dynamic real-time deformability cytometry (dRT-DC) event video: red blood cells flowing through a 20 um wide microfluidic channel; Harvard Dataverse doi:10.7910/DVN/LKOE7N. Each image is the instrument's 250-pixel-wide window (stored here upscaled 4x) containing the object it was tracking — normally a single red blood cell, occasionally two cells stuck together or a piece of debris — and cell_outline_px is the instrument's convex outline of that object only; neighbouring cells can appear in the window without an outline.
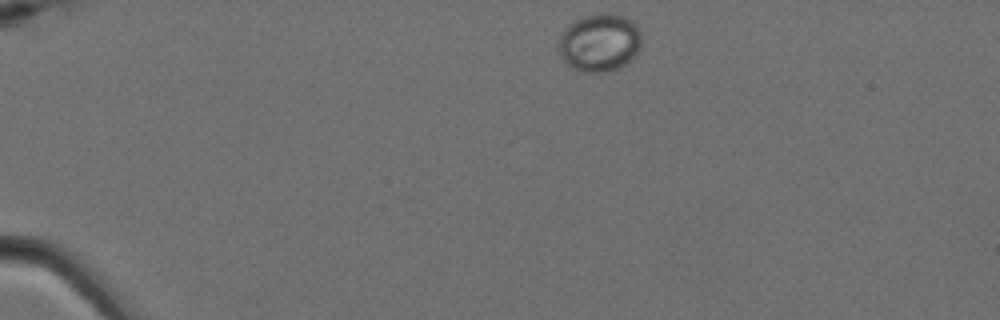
{"species": "Egyptian fruit bat (a non-hibernating species)", "species_latin": "Rousettus aegyptiacus", "temperature_condition": "cold", "stored_images_in_passage": 3, "camera_frame_rate_fps": 3000, "um_per_image_px": 0.085, "animal": {"sex": "female"}, "frame": {"image": 1, "passage_image": 1, "time_ms": 0.0, "image_size_px": [1000, 320], "cell_outline_px": [[640, 48], [632, 60], [628, 64], [620, 68], [604, 72], [576, 72], [560, 56], [560, 36], [576, 20], [584, 16], [596, 12], [608, 12], [624, 16], [632, 20], [636, 24], [640, 32]], "centroid_in_image_um": [51.01, 3.63], "position_along_channel_um": 34.0, "area_um2": 28.15}}